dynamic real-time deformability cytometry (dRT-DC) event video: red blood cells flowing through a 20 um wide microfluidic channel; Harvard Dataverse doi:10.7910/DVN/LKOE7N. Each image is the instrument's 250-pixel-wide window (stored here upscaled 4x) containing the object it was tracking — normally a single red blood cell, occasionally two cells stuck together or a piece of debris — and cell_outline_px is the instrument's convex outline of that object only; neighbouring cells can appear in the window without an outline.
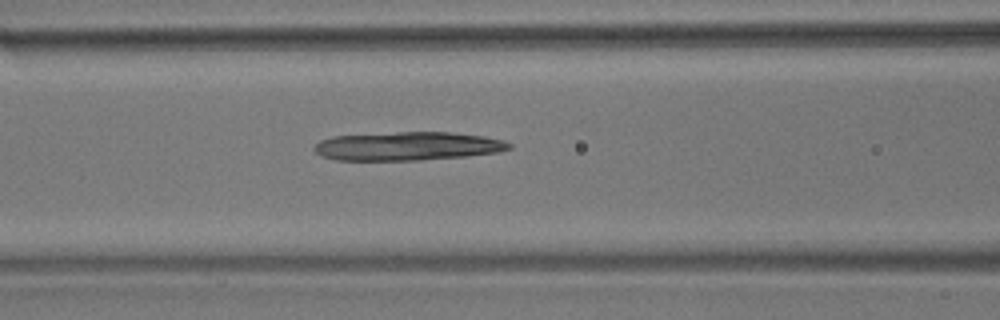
{"species": "common noctule bat (a hibernating species)", "species_latin": "Nyctalus noctula", "temperature_condition": "room temperature", "stored_images_in_passage": 47, "camera_frame_rate_fps": 3000, "um_per_image_px": 0.085, "animal": {"sex": "male", "body_mass_g": 17.9}, "frame": {"image": 1, "passage_image": 15, "time_ms": 4.667, "image_size_px": [1000, 320], "cell_outline_px": [[512, 148], [500, 152], [468, 156], [420, 160], [336, 160], [320, 156], [312, 148], [320, 140], [332, 136], [400, 132], [448, 132], [484, 136], [504, 140], [512, 144]], "centroid_in_image_um": [34.66, 12.42], "position_along_channel_um": 131.9, "area_um2": 32.66}}
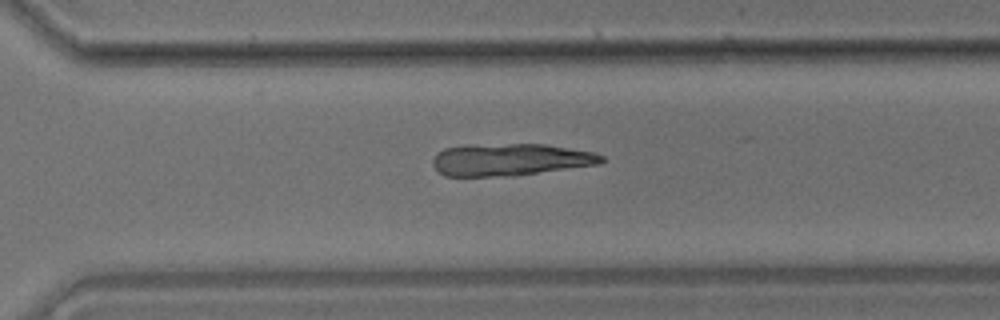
{"frame": {"image": 2, "passage_image": 31, "time_ms": 10.0, "image_size_px": [1000, 320], "cell_outline_px": [[604, 160], [600, 164], [512, 176], [444, 176], [432, 164], [432, 160], [444, 148], [464, 144], [544, 144], [592, 152], [604, 156]], "centroid_in_image_um": [43.35, 13.56], "position_along_channel_um": 327.2, "area_um2": 31.62}}
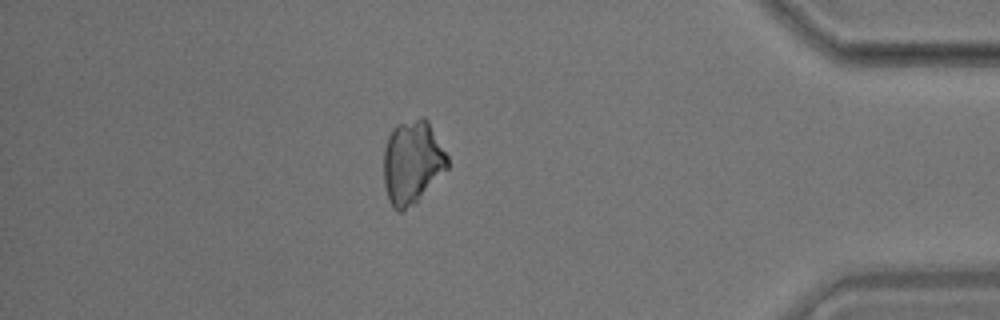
{"frame": {"image": 3, "passage_image": 40, "time_ms": 13.0, "image_size_px": [1000, 320], "cell_outline_px": [[448, 168], [416, 204], [400, 212], [396, 212], [392, 208], [388, 200], [384, 184], [384, 148], [388, 136], [392, 128], [396, 124], [420, 116], [424, 116], [428, 120], [448, 156]], "centroid_in_image_um": [35.04, 13.8], "position_along_channel_um": 400.2, "area_um2": 31.62}}